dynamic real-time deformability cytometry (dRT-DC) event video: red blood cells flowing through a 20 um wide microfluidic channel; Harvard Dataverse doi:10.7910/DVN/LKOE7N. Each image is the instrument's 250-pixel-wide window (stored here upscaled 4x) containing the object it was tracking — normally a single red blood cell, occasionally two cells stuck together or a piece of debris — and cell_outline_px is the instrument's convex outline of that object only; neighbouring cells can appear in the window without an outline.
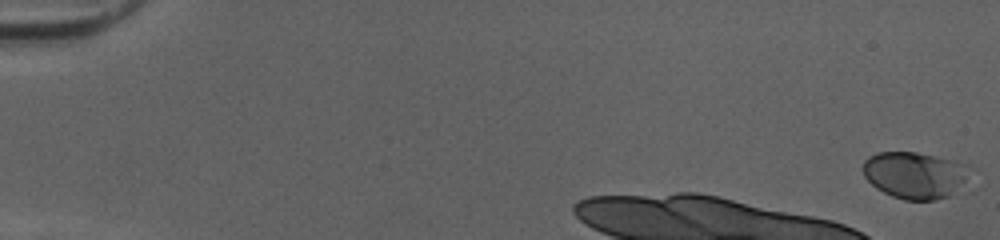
{"species": "human", "species_latin": "Homo sapiens", "temperature_condition": "cold", "stored_images_in_passage": 12, "camera_frame_rate_fps": 3000, "um_per_image_px": 0.085, "donor": {"sex": "female"}, "frame": {"image": 1, "passage_image": 1, "time_ms": 0.0, "image_size_px": [1000, 240], "cell_outline_px": [[976, 168], [948, 196], [936, 200], [904, 200], [892, 196], [876, 188], [864, 176], [864, 160], [868, 156], [876, 152], [916, 152], [952, 160], [968, 164]], "centroid_in_image_um": [77.77, 14.86], "position_along_channel_um": 7.2, "area_um2": 29.07}}